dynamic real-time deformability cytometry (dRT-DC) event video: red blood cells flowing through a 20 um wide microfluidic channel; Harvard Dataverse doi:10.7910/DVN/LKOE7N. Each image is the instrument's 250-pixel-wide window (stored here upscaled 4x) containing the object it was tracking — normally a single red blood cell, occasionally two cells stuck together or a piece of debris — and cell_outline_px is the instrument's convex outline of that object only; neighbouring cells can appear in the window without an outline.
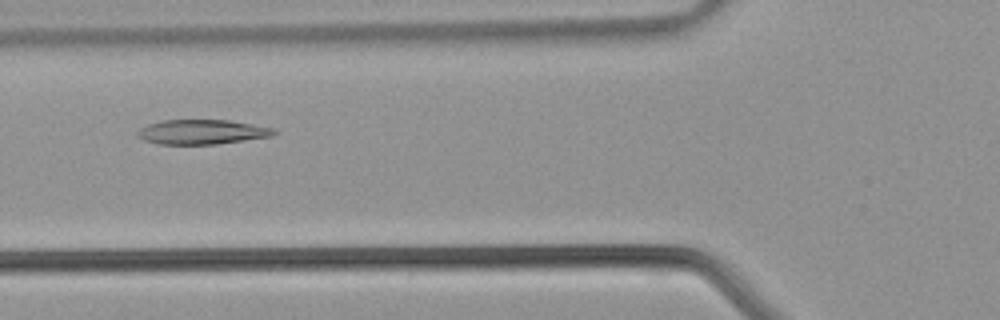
{"species": "common noctule bat (a hibernating species)", "species_latin": "Nyctalus noctula", "temperature_condition": "warm", "stored_images_in_passage": 37, "camera_frame_rate_fps": 3000, "um_per_image_px": 0.085, "animal": {"sex": "male", "body_mass_g": 21.5, "forearm_length_mm": 52.0}, "frame": {"image": 1, "passage_image": 12, "time_ms": 3.667, "image_size_px": [1000, 320], "cell_outline_px": [[276, 132], [272, 136], [216, 144], [160, 144], [144, 140], [136, 136], [136, 132], [140, 128], [148, 124], [164, 120], [228, 120], [276, 128]], "centroid_in_image_um": [17.16, 11.21], "position_along_channel_um": 108.6, "area_um2": 19.54}}
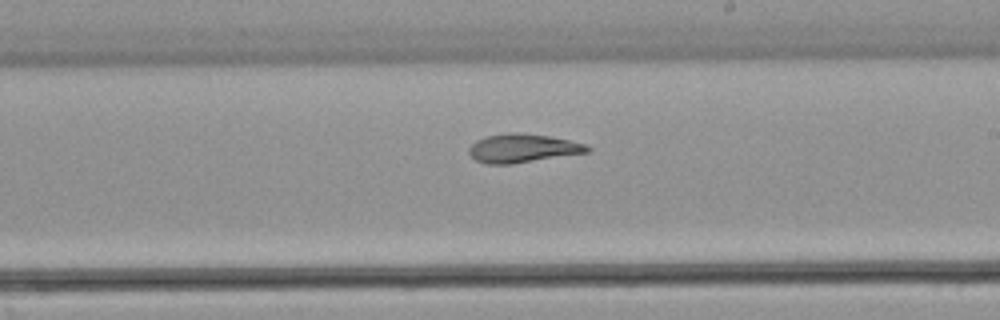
{"frame": {"image": 2, "passage_image": 20, "time_ms": 6.333, "image_size_px": [1000, 320], "cell_outline_px": [[592, 148], [588, 152], [512, 164], [484, 164], [476, 160], [468, 152], [468, 148], [476, 140], [488, 136], [508, 132], [516, 132], [548, 136], [588, 144]], "centroid_in_image_um": [44.42, 12.6], "position_along_channel_um": 244.6, "area_um2": 19.71}}
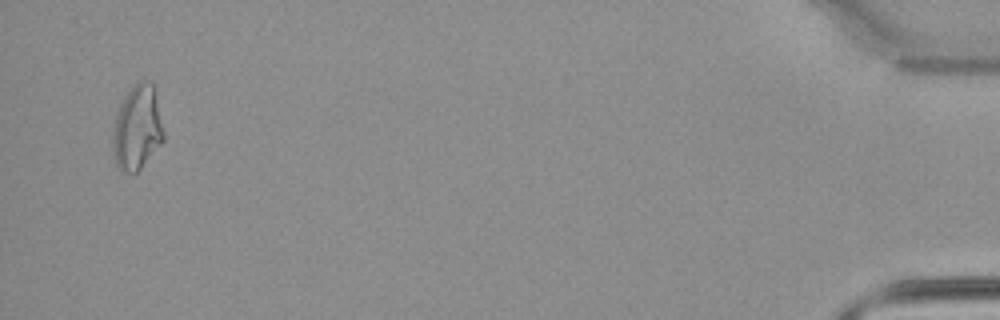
{"frame": {"image": 3, "passage_image": 36, "time_ms": 11.667, "image_size_px": [1000, 320], "cell_outline_px": [[164, 140], [140, 168], [136, 172], [128, 172], [120, 168], [116, 164], [112, 144], [112, 132], [116, 116], [120, 104], [128, 92], [140, 80], [144, 80], [152, 84], [156, 92], [164, 132]], "centroid_in_image_um": [11.67, 10.85], "position_along_channel_um": 423.5, "area_um2": 24.68}}